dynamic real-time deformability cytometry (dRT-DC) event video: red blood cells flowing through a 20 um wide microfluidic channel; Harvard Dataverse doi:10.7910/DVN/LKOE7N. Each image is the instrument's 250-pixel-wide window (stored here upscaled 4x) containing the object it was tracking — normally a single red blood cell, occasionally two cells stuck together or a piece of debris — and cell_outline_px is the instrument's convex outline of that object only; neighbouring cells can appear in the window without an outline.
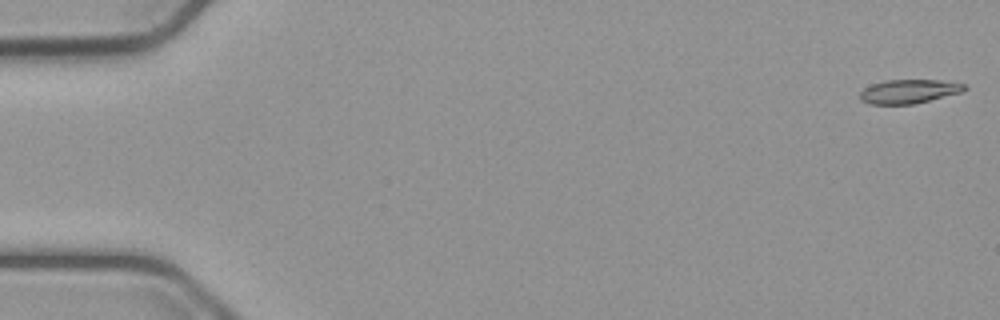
{"species": "common noctule bat (a hibernating species)", "species_latin": "Nyctalus noctula", "temperature_condition": "cold", "stored_images_in_passage": 55, "camera_frame_rate_fps": 3000, "um_per_image_px": 0.085, "animal": {"sex": "male", "body_mass_g": 23.1, "forearm_length_mm": 52.7}, "frame": {"image": 1, "passage_image": 1, "time_ms": 0.0, "image_size_px": [1000, 320], "cell_outline_px": [[968, 88], [960, 92], [912, 104], [868, 104], [860, 100], [860, 92], [864, 88], [872, 84], [884, 80], [940, 80], [968, 84]], "centroid_in_image_um": [77.24, 7.76], "position_along_channel_um": 7.8, "area_um2": 14.51}}
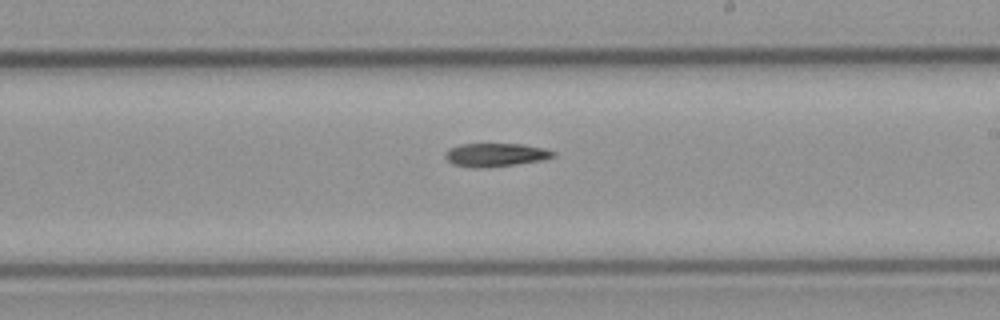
{"frame": {"image": 2, "passage_image": 32, "time_ms": 10.333, "image_size_px": [1000, 320], "cell_outline_px": [[556, 156], [540, 160], [484, 168], [472, 168], [452, 164], [444, 156], [444, 152], [448, 148], [460, 144], [524, 144], [544, 148], [556, 152]], "centroid_in_image_um": [42.07, 13.15], "position_along_channel_um": 246.9, "area_um2": 14.74}}
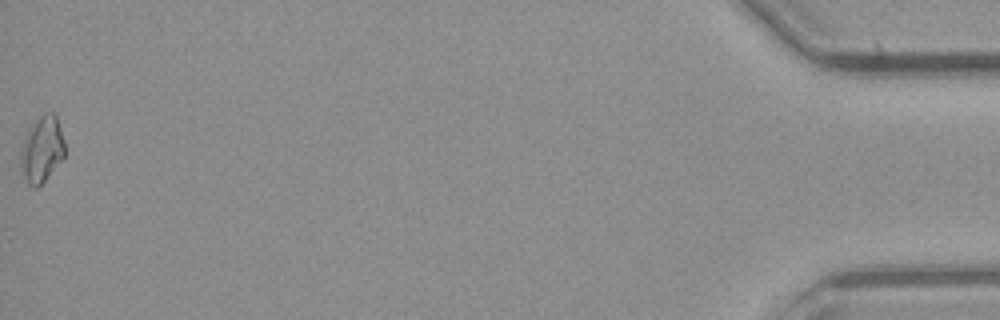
{"frame": {"image": 3, "passage_image": 55, "time_ms": 18.0, "image_size_px": [1000, 320], "cell_outline_px": [[64, 156], [44, 180], [36, 188], [32, 188], [28, 184], [24, 176], [20, 160], [20, 152], [28, 128], [44, 112], [56, 112], [64, 140]], "centroid_in_image_um": [3.56, 12.65], "position_along_channel_um": 431.6, "area_um2": 16.82}, "authors_computed_cell_mechanics": {"area_um2": 15.2592, "velocity_mm_per_s": 3.7687, "shape_relaxation_time_tau1_ms": 6.9849, "shape_relaxation_time_tau2_ms": null, "deformation_change_tau1": 0.1688, "deformation_change_tau2": null}}